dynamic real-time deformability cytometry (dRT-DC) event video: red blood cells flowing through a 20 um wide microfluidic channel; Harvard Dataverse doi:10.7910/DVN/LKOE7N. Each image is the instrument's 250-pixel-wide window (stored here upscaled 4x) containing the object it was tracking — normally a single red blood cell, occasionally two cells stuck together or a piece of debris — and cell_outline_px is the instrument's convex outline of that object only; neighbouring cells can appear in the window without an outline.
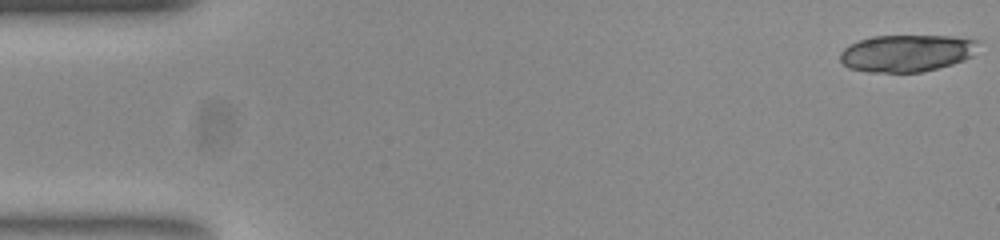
{"species": "common noctule bat (a hibernating species)", "species_latin": "Nyctalus noctula", "temperature_condition": "room temperature", "stored_images_in_passage": 18, "camera_frame_rate_fps": 3000, "um_per_image_px": 0.085, "animal": {"sex": "female", "body_mass_g": 23.0, "forearm_length_mm": 53.4}, "frame": {"image": 1, "passage_image": 1, "time_ms": 0.0, "image_size_px": [1000, 240], "cell_outline_px": [[984, 40], [972, 56], [964, 60], [952, 64], [920, 72], [868, 72], [848, 68], [840, 60], [840, 52], [848, 44], [872, 36], [952, 36]], "centroid_in_image_um": [77.11, 4.5], "position_along_channel_um": 7.9, "area_um2": 30.17}}